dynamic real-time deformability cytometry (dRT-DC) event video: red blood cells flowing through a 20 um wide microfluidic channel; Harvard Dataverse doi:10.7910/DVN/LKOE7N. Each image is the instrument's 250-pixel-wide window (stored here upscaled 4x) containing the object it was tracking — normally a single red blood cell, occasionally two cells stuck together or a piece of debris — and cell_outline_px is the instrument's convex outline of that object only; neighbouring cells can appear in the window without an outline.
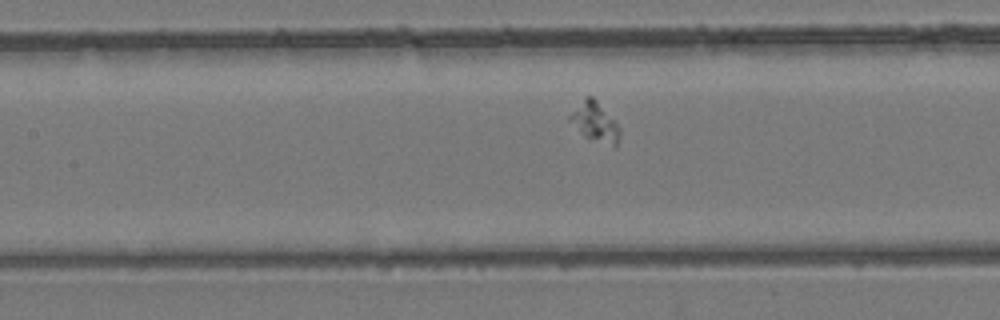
{"species": "common noctule bat (a hibernating species)", "species_latin": "Nyctalus noctula", "temperature_condition": "room temperature", "stored_images_in_passage": 40, "camera_frame_rate_fps": 3000, "um_per_image_px": 0.085, "animal": {"sex": "female", "body_mass_g": 24.6, "forearm_length_mm": 56.2}, "frame": {"image": 1, "passage_image": 12, "time_ms": 3.667, "image_size_px": [1000, 320], "cell_outline_px": [[620, 136], [616, 148], [588, 140], [568, 120], [568, 116], [584, 96], [592, 96], [596, 100], [620, 128]], "centroid_in_image_um": [50.56, 10.42], "position_along_channel_um": 156.8, "area_um2": 11.62}}
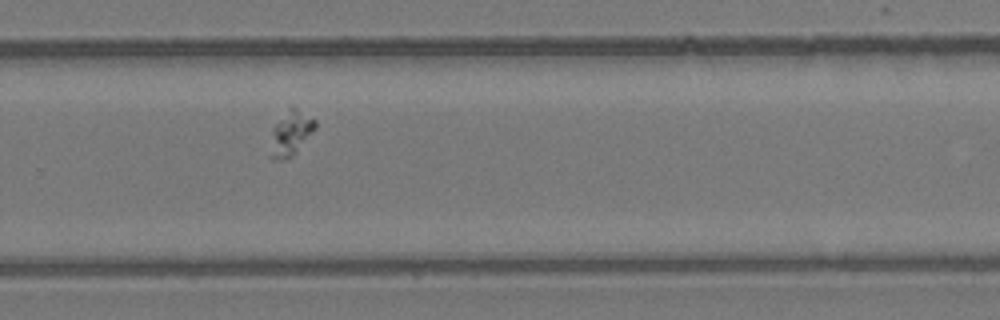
{"frame": {"image": 2, "passage_image": 23, "time_ms": 7.333, "image_size_px": [1000, 320], "cell_outline_px": [[316, 128], [296, 152], [288, 160], [272, 160], [268, 156], [272, 128], [288, 104], [292, 104], [316, 120]], "centroid_in_image_um": [24.66, 11.3], "position_along_channel_um": 305.1, "area_um2": 12.37}}
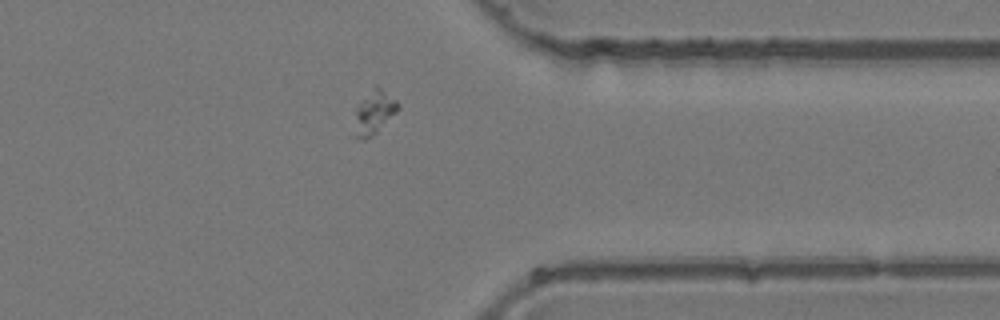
{"frame": {"image": 3, "passage_image": 29, "time_ms": 9.333, "image_size_px": [1000, 320], "cell_outline_px": [[400, 108], [372, 136], [364, 140], [352, 136], [356, 112], [360, 104], [376, 84], [396, 100], [400, 104]], "centroid_in_image_um": [31.79, 9.6], "position_along_channel_um": 379.6, "area_um2": 10.81}}